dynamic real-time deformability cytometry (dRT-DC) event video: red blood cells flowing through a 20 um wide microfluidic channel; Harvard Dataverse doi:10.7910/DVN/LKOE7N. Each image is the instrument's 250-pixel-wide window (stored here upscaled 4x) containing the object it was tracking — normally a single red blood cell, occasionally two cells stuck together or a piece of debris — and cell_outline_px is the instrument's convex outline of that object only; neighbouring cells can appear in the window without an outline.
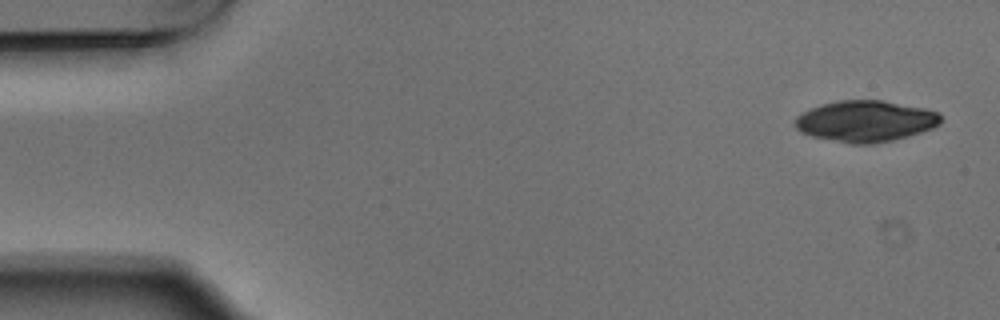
{"species": "Egyptian fruit bat (a non-hibernating species)", "species_latin": "Rousettus aegyptiacus", "temperature_condition": "warm", "stored_images_in_passage": 4, "camera_frame_rate_fps": 3000, "um_per_image_px": 0.085, "animal": {"sex": "male"}, "frame": {"image": 1, "passage_image": 1, "time_ms": 0.0, "image_size_px": [1000, 320], "cell_outline_px": [[940, 124], [932, 128], [908, 136], [892, 140], [872, 144], [852, 144], [812, 136], [800, 132], [796, 128], [796, 116], [820, 104], [840, 100], [880, 100], [924, 108], [940, 112]], "centroid_in_image_um": [73.57, 10.3], "position_along_channel_um": 11.4, "area_um2": 34.8}}